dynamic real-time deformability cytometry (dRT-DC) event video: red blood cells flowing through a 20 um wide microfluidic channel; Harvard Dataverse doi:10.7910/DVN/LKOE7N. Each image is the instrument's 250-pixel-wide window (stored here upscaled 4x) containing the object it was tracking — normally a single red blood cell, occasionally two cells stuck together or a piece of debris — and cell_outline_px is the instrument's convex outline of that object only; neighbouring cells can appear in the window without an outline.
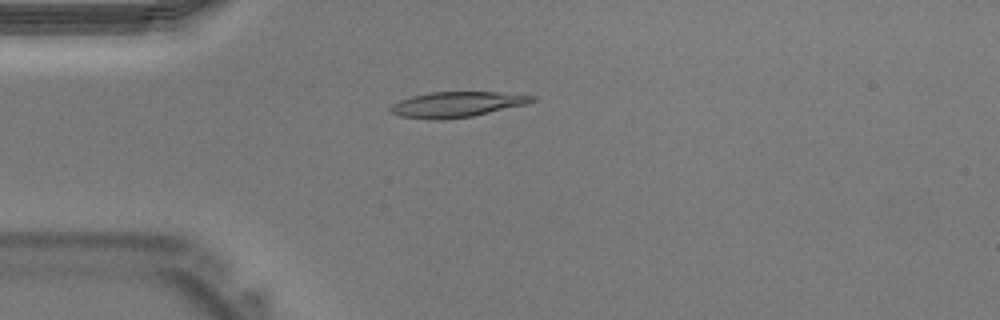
{"species": "Egyptian fruit bat (a non-hibernating species)", "species_latin": "Rousettus aegyptiacus", "temperature_condition": "warm", "stored_images_in_passage": 40, "camera_frame_rate_fps": 3000, "um_per_image_px": 0.085, "animal": {"sex": "male"}, "frame": {"image": 1, "passage_image": 10, "time_ms": 3.0, "image_size_px": [1000, 320], "cell_outline_px": [[536, 100], [524, 104], [472, 116], [440, 120], [428, 120], [400, 116], [392, 112], [388, 108], [392, 104], [400, 100], [412, 96], [428, 92], [496, 92], [536, 96]], "centroid_in_image_um": [38.77, 8.88], "position_along_channel_um": 46.2, "area_um2": 20.81}}
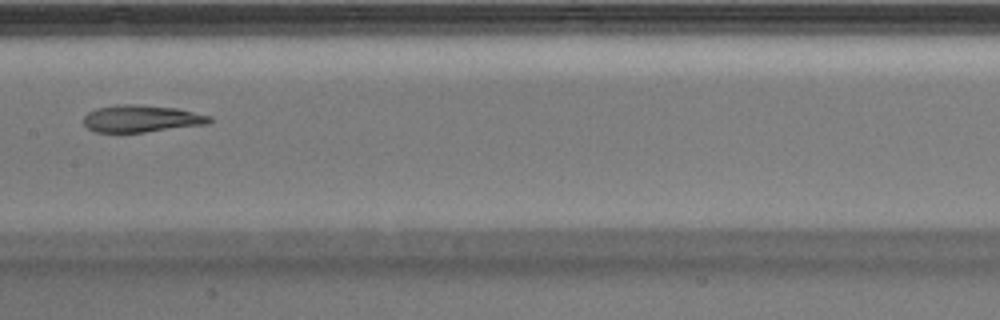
{"frame": {"image": 2, "passage_image": 20, "time_ms": 6.333, "image_size_px": [1000, 320], "cell_outline_px": [[216, 120], [208, 124], [144, 132], [96, 132], [88, 128], [84, 124], [84, 116], [88, 112], [96, 108], [120, 104], [140, 104], [176, 108], [212, 116]], "centroid_in_image_um": [12.06, 10.08], "position_along_channel_um": 195.3, "area_um2": 20.0}}
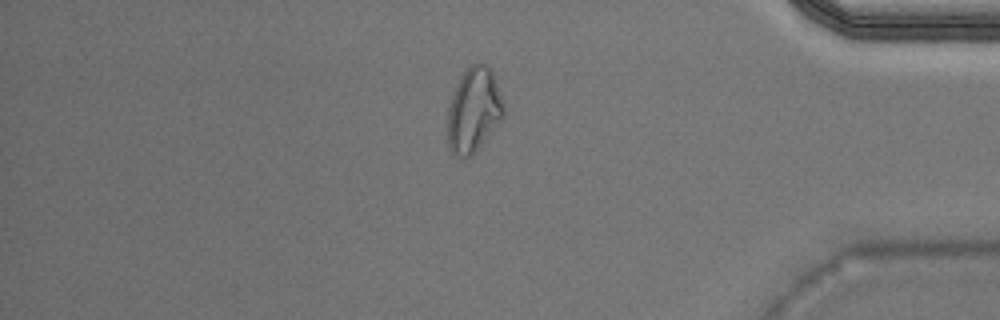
{"frame": {"image": 3, "passage_image": 34, "time_ms": 11.0, "image_size_px": [1000, 320], "cell_outline_px": [[504, 116], [476, 152], [472, 156], [464, 160], [456, 156], [452, 152], [448, 144], [448, 108], [452, 96], [460, 76], [472, 64], [488, 64], [492, 68], [496, 76], [504, 104]], "centroid_in_image_um": [40.29, 9.37], "position_along_channel_um": 394.9, "area_um2": 27.98}}